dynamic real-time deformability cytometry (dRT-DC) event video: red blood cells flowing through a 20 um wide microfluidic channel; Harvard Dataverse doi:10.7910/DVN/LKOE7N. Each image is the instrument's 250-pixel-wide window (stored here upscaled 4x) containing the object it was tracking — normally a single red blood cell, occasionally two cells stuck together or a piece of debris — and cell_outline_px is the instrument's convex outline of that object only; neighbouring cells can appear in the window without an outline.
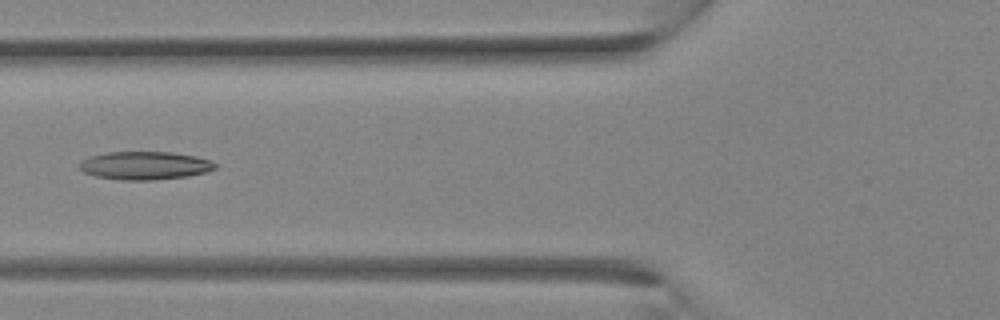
{"species": "Egyptian fruit bat (a non-hibernating species)", "species_latin": "Rousettus aegyptiacus", "temperature_condition": "room temperature", "stored_images_in_passage": 19, "camera_frame_rate_fps": 3000, "um_per_image_px": 0.085, "animal": {"sex": "female"}, "frame": {"image": 1, "passage_image": 12, "time_ms": 3.667, "image_size_px": [1000, 320], "cell_outline_px": [[216, 168], [204, 172], [188, 176], [152, 180], [120, 180], [96, 176], [84, 172], [76, 164], [80, 160], [92, 156], [108, 152], [172, 152], [196, 156], [212, 160], [216, 164]], "centroid_in_image_um": [12.3, 14.07], "position_along_channel_um": 113.5, "area_um2": 22.31}}
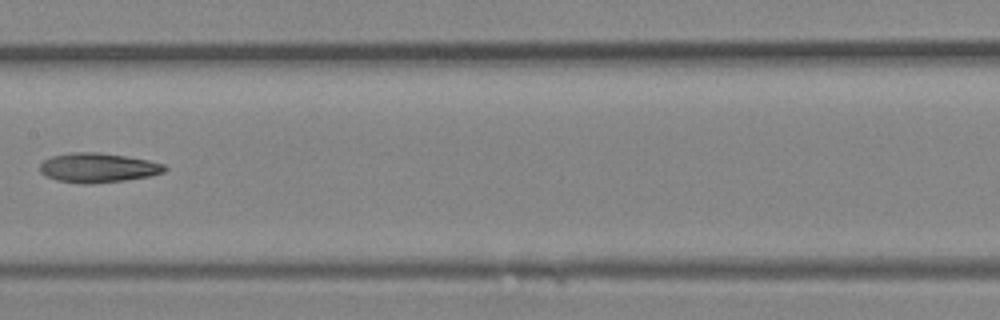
{"frame": {"image": 2, "passage_image": 16, "time_ms": 5.0, "image_size_px": [1000, 320], "cell_outline_px": [[168, 168], [164, 172], [148, 176], [124, 180], [92, 184], [80, 184], [56, 180], [40, 172], [40, 164], [44, 160], [52, 156], [72, 152], [96, 152], [124, 156], [148, 160], [164, 164]], "centroid_in_image_um": [8.31, 14.26], "position_along_channel_um": 199.1, "area_um2": 21.33}}
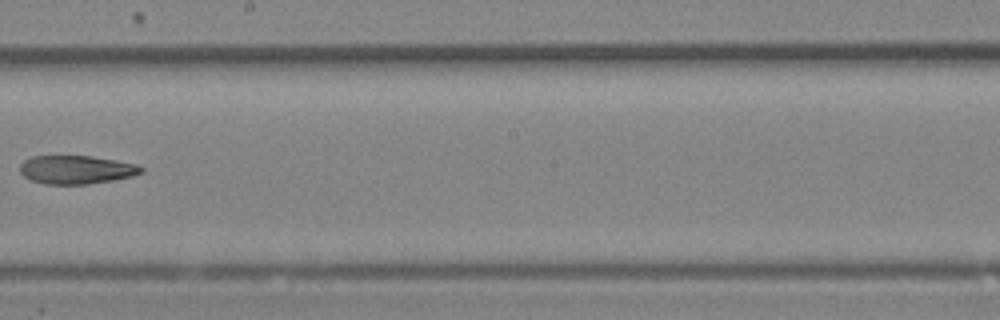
{"frame": {"image": 3, "passage_image": 18, "time_ms": 5.667, "image_size_px": [1000, 320], "cell_outline_px": [[144, 172], [132, 176], [112, 180], [88, 184], [44, 184], [28, 180], [20, 172], [20, 164], [24, 160], [32, 156], [92, 156], [116, 160], [136, 164], [144, 168]], "centroid_in_image_um": [6.47, 14.42], "position_along_channel_um": 241.7, "area_um2": 20.23}}